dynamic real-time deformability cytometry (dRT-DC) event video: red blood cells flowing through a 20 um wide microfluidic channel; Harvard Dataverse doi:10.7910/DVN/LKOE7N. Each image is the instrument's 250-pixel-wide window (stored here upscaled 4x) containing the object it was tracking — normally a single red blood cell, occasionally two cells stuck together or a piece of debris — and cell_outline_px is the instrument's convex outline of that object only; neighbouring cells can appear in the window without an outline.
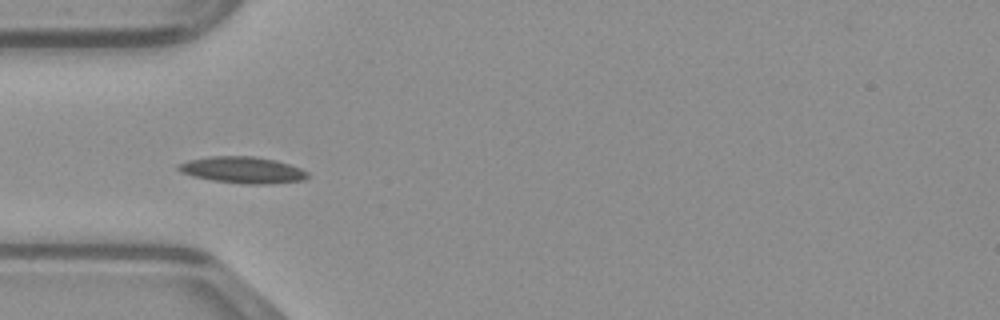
{"species": "common noctule bat (a hibernating species)", "species_latin": "Nyctalus noctula", "temperature_condition": "warm", "stored_images_in_passage": 6, "camera_frame_rate_fps": 3000, "um_per_image_px": 0.085, "animal": {"sex": "male", "body_mass_g": 23.1, "forearm_length_mm": 52.7}, "frame": {"image": 1, "passage_image": 3, "time_ms": 0.667, "image_size_px": [1000, 320], "cell_outline_px": [[308, 176], [304, 180], [268, 184], [244, 184], [212, 180], [192, 176], [180, 172], [176, 168], [176, 164], [188, 160], [212, 156], [256, 156], [276, 160], [300, 168], [308, 172]], "centroid_in_image_um": [20.59, 14.44], "position_along_channel_um": 64.4, "area_um2": 20.06}}